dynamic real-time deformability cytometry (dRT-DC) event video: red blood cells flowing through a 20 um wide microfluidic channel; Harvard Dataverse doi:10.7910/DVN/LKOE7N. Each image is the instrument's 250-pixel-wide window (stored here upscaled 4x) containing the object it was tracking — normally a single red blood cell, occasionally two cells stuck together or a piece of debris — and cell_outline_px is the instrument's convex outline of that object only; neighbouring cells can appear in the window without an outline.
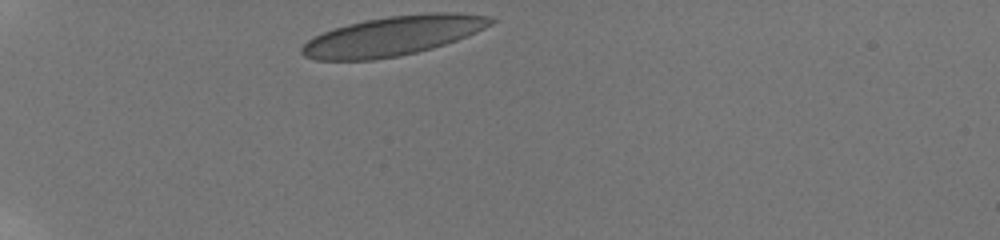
{"species": "human", "species_latin": "Homo sapiens", "temperature_condition": "room temperature", "stored_images_in_passage": 35, "camera_frame_rate_fps": 3000, "um_per_image_px": 0.085, "donor": {"sex": "male"}, "frame": {"image": 1, "passage_image": 1, "time_ms": 0.0, "image_size_px": [1000, 240], "cell_outline_px": [[496, 20], [492, 24], [476, 32], [456, 40], [432, 48], [400, 56], [372, 60], [316, 60], [304, 56], [300, 52], [300, 48], [308, 40], [324, 32], [348, 24], [364, 20], [388, 16], [428, 12], [456, 12], [488, 16]], "centroid_in_image_um": [33.41, 3.05], "position_along_channel_um": 51.6, "area_um2": 43.35}}
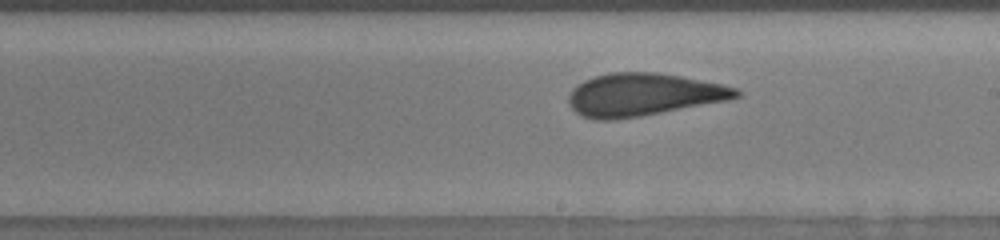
{"frame": {"image": 2, "passage_image": 19, "time_ms": 6.0, "image_size_px": [1000, 240], "cell_outline_px": [[740, 96], [728, 100], [640, 116], [612, 120], [596, 120], [580, 116], [568, 104], [568, 96], [572, 88], [576, 84], [584, 80], [596, 76], [612, 72], [656, 72], [680, 76], [720, 84], [736, 88], [740, 92]], "centroid_in_image_um": [54.62, 8.05], "position_along_channel_um": 234.4, "area_um2": 41.5}}
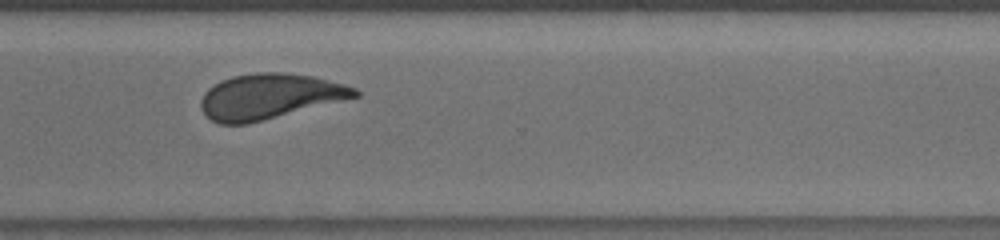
{"frame": {"image": 3, "passage_image": 28, "time_ms": 9.0, "image_size_px": [1000, 240], "cell_outline_px": [[360, 96], [248, 124], [220, 124], [212, 120], [200, 108], [200, 100], [204, 92], [208, 88], [220, 80], [232, 76], [256, 72], [288, 72], [312, 76], [344, 84], [356, 88], [360, 92]], "centroid_in_image_um": [22.89, 8.19], "position_along_channel_um": 347.7, "area_um2": 40.75}, "authors_computed_cell_mechanics": {"area_um2": 41.5004, "velocity_mm_per_s": 3.7801, "shape_relaxation_time_tau1_ms": 6.7712, "shape_relaxation_time_tau2_ms": 1.1733, "deformation_change_tau1": 0.1842, "deformation_change_tau2": 0.0819}}